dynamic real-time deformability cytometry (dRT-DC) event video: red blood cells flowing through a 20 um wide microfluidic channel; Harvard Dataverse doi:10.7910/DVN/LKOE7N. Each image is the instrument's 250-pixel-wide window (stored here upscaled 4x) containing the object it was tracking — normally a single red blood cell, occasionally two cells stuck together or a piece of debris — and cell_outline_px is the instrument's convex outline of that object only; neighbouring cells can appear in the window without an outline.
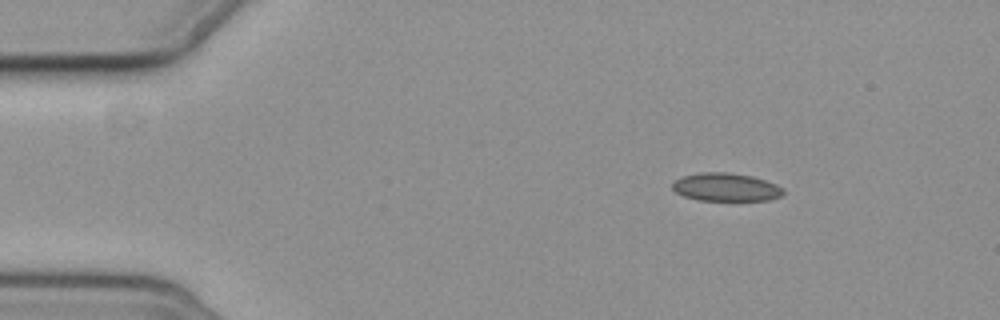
{"species": "common noctule bat (a hibernating species)", "species_latin": "Nyctalus noctula", "temperature_condition": "cold", "stored_images_in_passage": 2, "camera_frame_rate_fps": 3000, "um_per_image_px": 0.085, "animal": {"sex": "female", "body_mass_g": 19.3, "forearm_length_mm": 54.1}, "frame": {"image": 1, "passage_image": 1, "time_ms": 0.0, "image_size_px": [1000, 320], "cell_outline_px": [[784, 196], [768, 200], [696, 200], [684, 196], [676, 192], [672, 188], [672, 184], [676, 180], [684, 176], [700, 172], [724, 172], [752, 176], [776, 184], [784, 188]], "centroid_in_image_um": [61.73, 15.91], "position_along_channel_um": 23.3, "area_um2": 18.15}}